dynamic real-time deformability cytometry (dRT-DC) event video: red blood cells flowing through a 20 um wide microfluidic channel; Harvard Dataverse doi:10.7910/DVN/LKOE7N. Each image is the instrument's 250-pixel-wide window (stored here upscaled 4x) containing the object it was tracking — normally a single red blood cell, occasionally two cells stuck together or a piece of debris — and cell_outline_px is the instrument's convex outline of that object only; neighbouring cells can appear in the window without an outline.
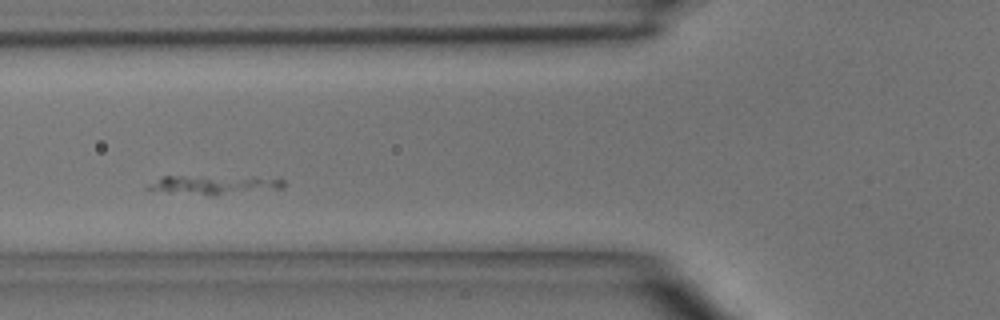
{"species": "common noctule bat (a hibernating species)", "species_latin": "Nyctalus noctula", "temperature_condition": "room temperature", "stored_images_in_passage": 4, "camera_frame_rate_fps": 3000, "um_per_image_px": 0.085, "animal": {"sex": "male", "body_mass_g": 15.6}, "frame": {"image": 1, "passage_image": 3, "time_ms": 2.333, "image_size_px": [1000, 320], "cell_outline_px": [[288, 184], [284, 188], [216, 196], [212, 196], [168, 192], [144, 188], [148, 184], [160, 176], [276, 176], [284, 180]], "centroid_in_image_um": [18.35, 15.69], "position_along_channel_um": 107.4, "area_um2": 15.95}}
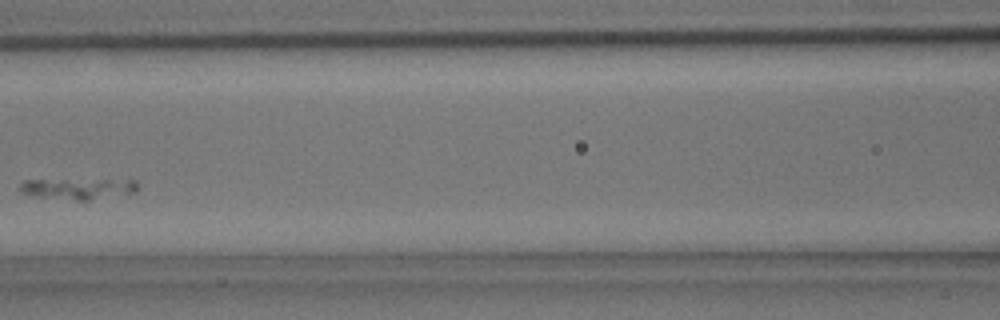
{"frame": {"image": 2, "passage_image": 4, "time_ms": 3.667, "image_size_px": [1000, 320], "cell_outline_px": [[140, 188], [136, 192], [88, 200], [76, 200], [32, 196], [20, 192], [20, 184], [24, 180], [136, 180]], "centroid_in_image_um": [6.65, 16.04], "position_along_channel_um": 160.0, "area_um2": 14.33}}